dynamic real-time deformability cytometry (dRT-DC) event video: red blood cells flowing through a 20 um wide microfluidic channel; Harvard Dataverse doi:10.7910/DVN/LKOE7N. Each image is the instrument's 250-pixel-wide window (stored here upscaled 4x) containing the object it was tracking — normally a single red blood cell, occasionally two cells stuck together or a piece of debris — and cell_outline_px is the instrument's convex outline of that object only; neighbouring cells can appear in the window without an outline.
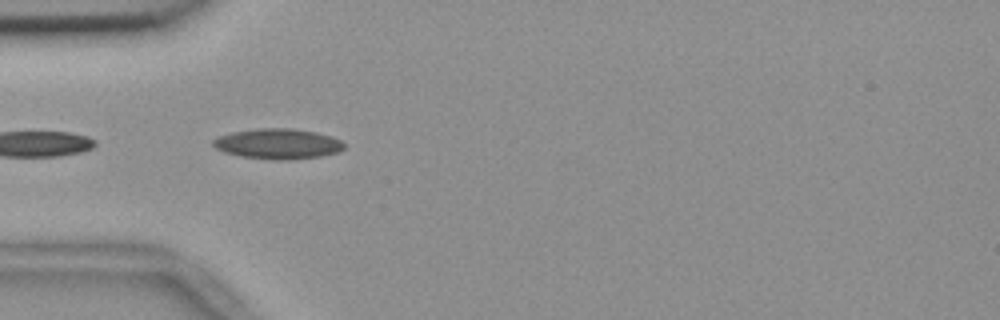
{"species": "common noctule bat (a hibernating species)", "species_latin": "Nyctalus noctula", "temperature_condition": "room temperature", "stored_images_in_passage": 11, "camera_frame_rate_fps": 3000, "um_per_image_px": 0.085, "animal": {"sex": "female", "body_mass_g": 18.4}, "frame": {"image": 1, "passage_image": 7, "time_ms": 2.0, "image_size_px": [1000, 320], "cell_outline_px": [[344, 148], [336, 152], [320, 156], [288, 160], [276, 160], [240, 156], [224, 152], [216, 148], [212, 144], [212, 140], [220, 136], [232, 132], [256, 128], [292, 128], [316, 132], [332, 136], [340, 140], [344, 144]], "centroid_in_image_um": [23.61, 12.22], "position_along_channel_um": 61.4, "area_um2": 23.12}}